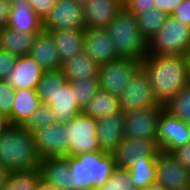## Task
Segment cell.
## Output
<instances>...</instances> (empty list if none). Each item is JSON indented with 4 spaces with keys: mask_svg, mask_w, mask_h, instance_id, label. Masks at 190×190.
Masks as SVG:
<instances>
[{
    "mask_svg": "<svg viewBox=\"0 0 190 190\" xmlns=\"http://www.w3.org/2000/svg\"><path fill=\"white\" fill-rule=\"evenodd\" d=\"M141 67L148 75L155 98L163 105L190 83L189 59L186 56L147 53Z\"/></svg>",
    "mask_w": 190,
    "mask_h": 190,
    "instance_id": "6da1fadb",
    "label": "cell"
},
{
    "mask_svg": "<svg viewBox=\"0 0 190 190\" xmlns=\"http://www.w3.org/2000/svg\"><path fill=\"white\" fill-rule=\"evenodd\" d=\"M40 163L33 134L21 125H10L0 136V165L12 172L37 169Z\"/></svg>",
    "mask_w": 190,
    "mask_h": 190,
    "instance_id": "7a4b0ae2",
    "label": "cell"
},
{
    "mask_svg": "<svg viewBox=\"0 0 190 190\" xmlns=\"http://www.w3.org/2000/svg\"><path fill=\"white\" fill-rule=\"evenodd\" d=\"M36 90L41 103L50 106L58 123L65 124L82 112L61 69L44 72Z\"/></svg>",
    "mask_w": 190,
    "mask_h": 190,
    "instance_id": "3957f363",
    "label": "cell"
},
{
    "mask_svg": "<svg viewBox=\"0 0 190 190\" xmlns=\"http://www.w3.org/2000/svg\"><path fill=\"white\" fill-rule=\"evenodd\" d=\"M113 40L118 58L142 62L147 55V40L141 35L136 15L125 6L106 28Z\"/></svg>",
    "mask_w": 190,
    "mask_h": 190,
    "instance_id": "277c9868",
    "label": "cell"
},
{
    "mask_svg": "<svg viewBox=\"0 0 190 190\" xmlns=\"http://www.w3.org/2000/svg\"><path fill=\"white\" fill-rule=\"evenodd\" d=\"M190 41V26L172 16L147 42V53L153 55L186 56Z\"/></svg>",
    "mask_w": 190,
    "mask_h": 190,
    "instance_id": "5b68a950",
    "label": "cell"
},
{
    "mask_svg": "<svg viewBox=\"0 0 190 190\" xmlns=\"http://www.w3.org/2000/svg\"><path fill=\"white\" fill-rule=\"evenodd\" d=\"M64 125L68 141L67 156L102 151L96 135L97 119L81 112Z\"/></svg>",
    "mask_w": 190,
    "mask_h": 190,
    "instance_id": "8992f818",
    "label": "cell"
},
{
    "mask_svg": "<svg viewBox=\"0 0 190 190\" xmlns=\"http://www.w3.org/2000/svg\"><path fill=\"white\" fill-rule=\"evenodd\" d=\"M119 109L123 114L160 104L153 94L146 71L140 67L118 96Z\"/></svg>",
    "mask_w": 190,
    "mask_h": 190,
    "instance_id": "52a82bcc",
    "label": "cell"
},
{
    "mask_svg": "<svg viewBox=\"0 0 190 190\" xmlns=\"http://www.w3.org/2000/svg\"><path fill=\"white\" fill-rule=\"evenodd\" d=\"M140 67L139 60L121 57L100 65L98 73L100 90L119 96Z\"/></svg>",
    "mask_w": 190,
    "mask_h": 190,
    "instance_id": "ba28073f",
    "label": "cell"
},
{
    "mask_svg": "<svg viewBox=\"0 0 190 190\" xmlns=\"http://www.w3.org/2000/svg\"><path fill=\"white\" fill-rule=\"evenodd\" d=\"M164 105H152L124 114V138L157 141L158 120Z\"/></svg>",
    "mask_w": 190,
    "mask_h": 190,
    "instance_id": "9c48e42d",
    "label": "cell"
},
{
    "mask_svg": "<svg viewBox=\"0 0 190 190\" xmlns=\"http://www.w3.org/2000/svg\"><path fill=\"white\" fill-rule=\"evenodd\" d=\"M43 31L86 29L83 5L74 0H57L54 8L42 20Z\"/></svg>",
    "mask_w": 190,
    "mask_h": 190,
    "instance_id": "30bf717a",
    "label": "cell"
},
{
    "mask_svg": "<svg viewBox=\"0 0 190 190\" xmlns=\"http://www.w3.org/2000/svg\"><path fill=\"white\" fill-rule=\"evenodd\" d=\"M190 141V125L163 110L157 127V145L160 151L171 153Z\"/></svg>",
    "mask_w": 190,
    "mask_h": 190,
    "instance_id": "8fae6325",
    "label": "cell"
},
{
    "mask_svg": "<svg viewBox=\"0 0 190 190\" xmlns=\"http://www.w3.org/2000/svg\"><path fill=\"white\" fill-rule=\"evenodd\" d=\"M166 190L190 187V170L179 163L171 153L160 151L156 157V181Z\"/></svg>",
    "mask_w": 190,
    "mask_h": 190,
    "instance_id": "7c38bea8",
    "label": "cell"
},
{
    "mask_svg": "<svg viewBox=\"0 0 190 190\" xmlns=\"http://www.w3.org/2000/svg\"><path fill=\"white\" fill-rule=\"evenodd\" d=\"M36 143V150L41 157L67 156L66 126L62 123H53L32 133Z\"/></svg>",
    "mask_w": 190,
    "mask_h": 190,
    "instance_id": "4fadbf2b",
    "label": "cell"
},
{
    "mask_svg": "<svg viewBox=\"0 0 190 190\" xmlns=\"http://www.w3.org/2000/svg\"><path fill=\"white\" fill-rule=\"evenodd\" d=\"M75 157L82 161L83 170L89 174L91 186L94 189L107 183L116 168L112 153L97 151L83 153Z\"/></svg>",
    "mask_w": 190,
    "mask_h": 190,
    "instance_id": "5bb4252c",
    "label": "cell"
},
{
    "mask_svg": "<svg viewBox=\"0 0 190 190\" xmlns=\"http://www.w3.org/2000/svg\"><path fill=\"white\" fill-rule=\"evenodd\" d=\"M159 152L154 140L124 138L112 154L116 167L128 169L135 162L142 161L145 157L157 156Z\"/></svg>",
    "mask_w": 190,
    "mask_h": 190,
    "instance_id": "9a60e30c",
    "label": "cell"
},
{
    "mask_svg": "<svg viewBox=\"0 0 190 190\" xmlns=\"http://www.w3.org/2000/svg\"><path fill=\"white\" fill-rule=\"evenodd\" d=\"M84 51L99 66L118 58L113 40L106 28L84 29Z\"/></svg>",
    "mask_w": 190,
    "mask_h": 190,
    "instance_id": "2e32d148",
    "label": "cell"
},
{
    "mask_svg": "<svg viewBox=\"0 0 190 190\" xmlns=\"http://www.w3.org/2000/svg\"><path fill=\"white\" fill-rule=\"evenodd\" d=\"M44 74L39 63L30 55L19 56L10 71L7 82L16 89H37Z\"/></svg>",
    "mask_w": 190,
    "mask_h": 190,
    "instance_id": "e0dca14e",
    "label": "cell"
},
{
    "mask_svg": "<svg viewBox=\"0 0 190 190\" xmlns=\"http://www.w3.org/2000/svg\"><path fill=\"white\" fill-rule=\"evenodd\" d=\"M123 6L124 0H88L83 5L86 28H107Z\"/></svg>",
    "mask_w": 190,
    "mask_h": 190,
    "instance_id": "ac0fdd59",
    "label": "cell"
},
{
    "mask_svg": "<svg viewBox=\"0 0 190 190\" xmlns=\"http://www.w3.org/2000/svg\"><path fill=\"white\" fill-rule=\"evenodd\" d=\"M124 114L118 113L97 119L96 135L101 150L113 153L124 139Z\"/></svg>",
    "mask_w": 190,
    "mask_h": 190,
    "instance_id": "d6986e66",
    "label": "cell"
},
{
    "mask_svg": "<svg viewBox=\"0 0 190 190\" xmlns=\"http://www.w3.org/2000/svg\"><path fill=\"white\" fill-rule=\"evenodd\" d=\"M42 182L60 190H71L68 156L41 159Z\"/></svg>",
    "mask_w": 190,
    "mask_h": 190,
    "instance_id": "ffe728a7",
    "label": "cell"
},
{
    "mask_svg": "<svg viewBox=\"0 0 190 190\" xmlns=\"http://www.w3.org/2000/svg\"><path fill=\"white\" fill-rule=\"evenodd\" d=\"M29 55L39 63L44 72L61 69L58 51L49 32L42 31L37 34Z\"/></svg>",
    "mask_w": 190,
    "mask_h": 190,
    "instance_id": "44dd1931",
    "label": "cell"
},
{
    "mask_svg": "<svg viewBox=\"0 0 190 190\" xmlns=\"http://www.w3.org/2000/svg\"><path fill=\"white\" fill-rule=\"evenodd\" d=\"M8 27L19 32L40 33L42 20L35 14L27 0H11Z\"/></svg>",
    "mask_w": 190,
    "mask_h": 190,
    "instance_id": "7402d4cb",
    "label": "cell"
},
{
    "mask_svg": "<svg viewBox=\"0 0 190 190\" xmlns=\"http://www.w3.org/2000/svg\"><path fill=\"white\" fill-rule=\"evenodd\" d=\"M49 33L55 42L61 64L84 51V30H51Z\"/></svg>",
    "mask_w": 190,
    "mask_h": 190,
    "instance_id": "603a6c76",
    "label": "cell"
},
{
    "mask_svg": "<svg viewBox=\"0 0 190 190\" xmlns=\"http://www.w3.org/2000/svg\"><path fill=\"white\" fill-rule=\"evenodd\" d=\"M41 104L36 89H16L10 113L11 125H22Z\"/></svg>",
    "mask_w": 190,
    "mask_h": 190,
    "instance_id": "cb8c5ba5",
    "label": "cell"
},
{
    "mask_svg": "<svg viewBox=\"0 0 190 190\" xmlns=\"http://www.w3.org/2000/svg\"><path fill=\"white\" fill-rule=\"evenodd\" d=\"M61 70L67 81L81 80L83 77H98L99 65L85 51L75 54L62 63Z\"/></svg>",
    "mask_w": 190,
    "mask_h": 190,
    "instance_id": "d4e9b609",
    "label": "cell"
},
{
    "mask_svg": "<svg viewBox=\"0 0 190 190\" xmlns=\"http://www.w3.org/2000/svg\"><path fill=\"white\" fill-rule=\"evenodd\" d=\"M37 34L19 32L6 26L0 30V49L17 57L29 55Z\"/></svg>",
    "mask_w": 190,
    "mask_h": 190,
    "instance_id": "484cf974",
    "label": "cell"
},
{
    "mask_svg": "<svg viewBox=\"0 0 190 190\" xmlns=\"http://www.w3.org/2000/svg\"><path fill=\"white\" fill-rule=\"evenodd\" d=\"M120 112L118 96L100 90L82 110V113L99 119Z\"/></svg>",
    "mask_w": 190,
    "mask_h": 190,
    "instance_id": "4316f807",
    "label": "cell"
},
{
    "mask_svg": "<svg viewBox=\"0 0 190 190\" xmlns=\"http://www.w3.org/2000/svg\"><path fill=\"white\" fill-rule=\"evenodd\" d=\"M156 157H145L142 161L135 162L128 168L133 186L136 190H143L155 184Z\"/></svg>",
    "mask_w": 190,
    "mask_h": 190,
    "instance_id": "83f0119b",
    "label": "cell"
},
{
    "mask_svg": "<svg viewBox=\"0 0 190 190\" xmlns=\"http://www.w3.org/2000/svg\"><path fill=\"white\" fill-rule=\"evenodd\" d=\"M42 183L39 168L9 172L1 190H37Z\"/></svg>",
    "mask_w": 190,
    "mask_h": 190,
    "instance_id": "f1b7e54d",
    "label": "cell"
},
{
    "mask_svg": "<svg viewBox=\"0 0 190 190\" xmlns=\"http://www.w3.org/2000/svg\"><path fill=\"white\" fill-rule=\"evenodd\" d=\"M169 15L161 10L151 7L147 11L136 15L141 35L147 40L153 37L165 24Z\"/></svg>",
    "mask_w": 190,
    "mask_h": 190,
    "instance_id": "f546056e",
    "label": "cell"
},
{
    "mask_svg": "<svg viewBox=\"0 0 190 190\" xmlns=\"http://www.w3.org/2000/svg\"><path fill=\"white\" fill-rule=\"evenodd\" d=\"M164 106L174 117L190 125V83L181 88Z\"/></svg>",
    "mask_w": 190,
    "mask_h": 190,
    "instance_id": "4dcf8cb0",
    "label": "cell"
},
{
    "mask_svg": "<svg viewBox=\"0 0 190 190\" xmlns=\"http://www.w3.org/2000/svg\"><path fill=\"white\" fill-rule=\"evenodd\" d=\"M73 89L75 100L81 110L87 105L91 97L100 91L98 77L82 78L70 82Z\"/></svg>",
    "mask_w": 190,
    "mask_h": 190,
    "instance_id": "1f68e13d",
    "label": "cell"
},
{
    "mask_svg": "<svg viewBox=\"0 0 190 190\" xmlns=\"http://www.w3.org/2000/svg\"><path fill=\"white\" fill-rule=\"evenodd\" d=\"M56 117L48 104L41 103L39 108L21 125L25 130L33 133L40 128L56 123Z\"/></svg>",
    "mask_w": 190,
    "mask_h": 190,
    "instance_id": "d6a6232c",
    "label": "cell"
},
{
    "mask_svg": "<svg viewBox=\"0 0 190 190\" xmlns=\"http://www.w3.org/2000/svg\"><path fill=\"white\" fill-rule=\"evenodd\" d=\"M70 168V184L71 190H93L89 179V174L83 170L82 161H79L75 156H68Z\"/></svg>",
    "mask_w": 190,
    "mask_h": 190,
    "instance_id": "836d02e7",
    "label": "cell"
},
{
    "mask_svg": "<svg viewBox=\"0 0 190 190\" xmlns=\"http://www.w3.org/2000/svg\"><path fill=\"white\" fill-rule=\"evenodd\" d=\"M15 89L7 82L0 79V114L9 118L14 103Z\"/></svg>",
    "mask_w": 190,
    "mask_h": 190,
    "instance_id": "e575fe53",
    "label": "cell"
},
{
    "mask_svg": "<svg viewBox=\"0 0 190 190\" xmlns=\"http://www.w3.org/2000/svg\"><path fill=\"white\" fill-rule=\"evenodd\" d=\"M111 177H116L117 190H136L133 186L128 169L116 167Z\"/></svg>",
    "mask_w": 190,
    "mask_h": 190,
    "instance_id": "d590c367",
    "label": "cell"
},
{
    "mask_svg": "<svg viewBox=\"0 0 190 190\" xmlns=\"http://www.w3.org/2000/svg\"><path fill=\"white\" fill-rule=\"evenodd\" d=\"M17 56L0 49V79L6 80L13 69Z\"/></svg>",
    "mask_w": 190,
    "mask_h": 190,
    "instance_id": "8d00e7d4",
    "label": "cell"
},
{
    "mask_svg": "<svg viewBox=\"0 0 190 190\" xmlns=\"http://www.w3.org/2000/svg\"><path fill=\"white\" fill-rule=\"evenodd\" d=\"M35 14L43 20L54 8L57 0H27Z\"/></svg>",
    "mask_w": 190,
    "mask_h": 190,
    "instance_id": "74e56055",
    "label": "cell"
},
{
    "mask_svg": "<svg viewBox=\"0 0 190 190\" xmlns=\"http://www.w3.org/2000/svg\"><path fill=\"white\" fill-rule=\"evenodd\" d=\"M124 6L133 14H141L154 7V0H124Z\"/></svg>",
    "mask_w": 190,
    "mask_h": 190,
    "instance_id": "f35d334b",
    "label": "cell"
},
{
    "mask_svg": "<svg viewBox=\"0 0 190 190\" xmlns=\"http://www.w3.org/2000/svg\"><path fill=\"white\" fill-rule=\"evenodd\" d=\"M171 154L179 163L190 170V141L185 145L174 149Z\"/></svg>",
    "mask_w": 190,
    "mask_h": 190,
    "instance_id": "ab89813d",
    "label": "cell"
},
{
    "mask_svg": "<svg viewBox=\"0 0 190 190\" xmlns=\"http://www.w3.org/2000/svg\"><path fill=\"white\" fill-rule=\"evenodd\" d=\"M171 16L190 26V0H183Z\"/></svg>",
    "mask_w": 190,
    "mask_h": 190,
    "instance_id": "60d3db41",
    "label": "cell"
},
{
    "mask_svg": "<svg viewBox=\"0 0 190 190\" xmlns=\"http://www.w3.org/2000/svg\"><path fill=\"white\" fill-rule=\"evenodd\" d=\"M183 0H154V7L166 12L169 16L181 4Z\"/></svg>",
    "mask_w": 190,
    "mask_h": 190,
    "instance_id": "b9f144b4",
    "label": "cell"
},
{
    "mask_svg": "<svg viewBox=\"0 0 190 190\" xmlns=\"http://www.w3.org/2000/svg\"><path fill=\"white\" fill-rule=\"evenodd\" d=\"M11 0H0V30L8 25Z\"/></svg>",
    "mask_w": 190,
    "mask_h": 190,
    "instance_id": "7bdbcfd3",
    "label": "cell"
},
{
    "mask_svg": "<svg viewBox=\"0 0 190 190\" xmlns=\"http://www.w3.org/2000/svg\"><path fill=\"white\" fill-rule=\"evenodd\" d=\"M93 190H117L116 177H111L103 186L97 187Z\"/></svg>",
    "mask_w": 190,
    "mask_h": 190,
    "instance_id": "ee69618b",
    "label": "cell"
},
{
    "mask_svg": "<svg viewBox=\"0 0 190 190\" xmlns=\"http://www.w3.org/2000/svg\"><path fill=\"white\" fill-rule=\"evenodd\" d=\"M11 125L9 118L3 114H0V136L9 128Z\"/></svg>",
    "mask_w": 190,
    "mask_h": 190,
    "instance_id": "f6af8a7d",
    "label": "cell"
},
{
    "mask_svg": "<svg viewBox=\"0 0 190 190\" xmlns=\"http://www.w3.org/2000/svg\"><path fill=\"white\" fill-rule=\"evenodd\" d=\"M9 171L0 165V190L5 185Z\"/></svg>",
    "mask_w": 190,
    "mask_h": 190,
    "instance_id": "bcb514c9",
    "label": "cell"
},
{
    "mask_svg": "<svg viewBox=\"0 0 190 190\" xmlns=\"http://www.w3.org/2000/svg\"><path fill=\"white\" fill-rule=\"evenodd\" d=\"M37 190H60L55 187L49 186L47 184H44L43 182L39 185Z\"/></svg>",
    "mask_w": 190,
    "mask_h": 190,
    "instance_id": "7dc6e473",
    "label": "cell"
},
{
    "mask_svg": "<svg viewBox=\"0 0 190 190\" xmlns=\"http://www.w3.org/2000/svg\"><path fill=\"white\" fill-rule=\"evenodd\" d=\"M143 190H166V189L162 188L160 185L153 184V185H151V186H149Z\"/></svg>",
    "mask_w": 190,
    "mask_h": 190,
    "instance_id": "c3c4849f",
    "label": "cell"
},
{
    "mask_svg": "<svg viewBox=\"0 0 190 190\" xmlns=\"http://www.w3.org/2000/svg\"><path fill=\"white\" fill-rule=\"evenodd\" d=\"M75 2L84 5L88 0H74Z\"/></svg>",
    "mask_w": 190,
    "mask_h": 190,
    "instance_id": "681fc988",
    "label": "cell"
},
{
    "mask_svg": "<svg viewBox=\"0 0 190 190\" xmlns=\"http://www.w3.org/2000/svg\"><path fill=\"white\" fill-rule=\"evenodd\" d=\"M186 57L190 58V41H189Z\"/></svg>",
    "mask_w": 190,
    "mask_h": 190,
    "instance_id": "f907efd6",
    "label": "cell"
},
{
    "mask_svg": "<svg viewBox=\"0 0 190 190\" xmlns=\"http://www.w3.org/2000/svg\"><path fill=\"white\" fill-rule=\"evenodd\" d=\"M178 190H190V187H189V188H187V189H178Z\"/></svg>",
    "mask_w": 190,
    "mask_h": 190,
    "instance_id": "816d5d0a",
    "label": "cell"
}]
</instances>
